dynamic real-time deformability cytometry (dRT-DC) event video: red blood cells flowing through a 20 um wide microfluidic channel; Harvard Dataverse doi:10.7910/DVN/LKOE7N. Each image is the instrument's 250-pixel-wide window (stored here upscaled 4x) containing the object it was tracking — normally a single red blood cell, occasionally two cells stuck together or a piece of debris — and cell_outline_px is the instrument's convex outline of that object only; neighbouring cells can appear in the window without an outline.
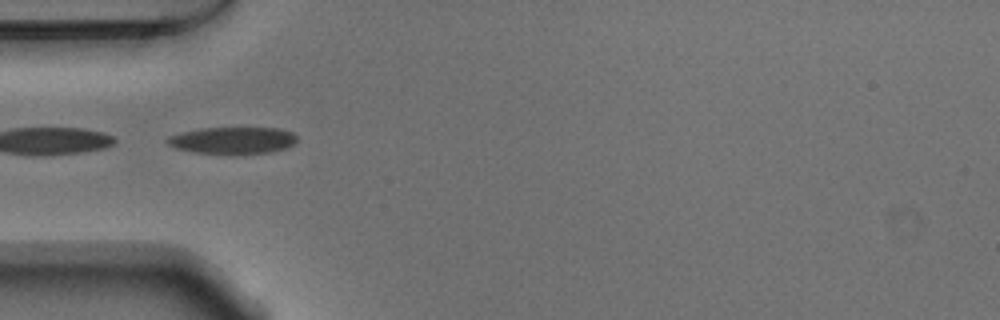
{"species": "Egyptian fruit bat (a non-hibernating species)", "species_latin": "Rousettus aegyptiacus", "temperature_condition": "warm", "stored_images_in_passage": 9, "camera_frame_rate_fps": 3000, "um_per_image_px": 0.085, "animal": {"sex": "male"}, "frame": {"image": 1, "passage_image": 1, "time_ms": 0.0, "image_size_px": [1000, 320], "cell_outline_px": [[296, 144], [288, 148], [272, 152], [236, 156], [196, 152], [176, 148], [168, 144], [164, 140], [168, 136], [200, 128], [280, 128], [292, 132], [296, 136]], "centroid_in_image_um": [19.83, 11.96], "position_along_channel_um": 65.2, "area_um2": 20.92}}